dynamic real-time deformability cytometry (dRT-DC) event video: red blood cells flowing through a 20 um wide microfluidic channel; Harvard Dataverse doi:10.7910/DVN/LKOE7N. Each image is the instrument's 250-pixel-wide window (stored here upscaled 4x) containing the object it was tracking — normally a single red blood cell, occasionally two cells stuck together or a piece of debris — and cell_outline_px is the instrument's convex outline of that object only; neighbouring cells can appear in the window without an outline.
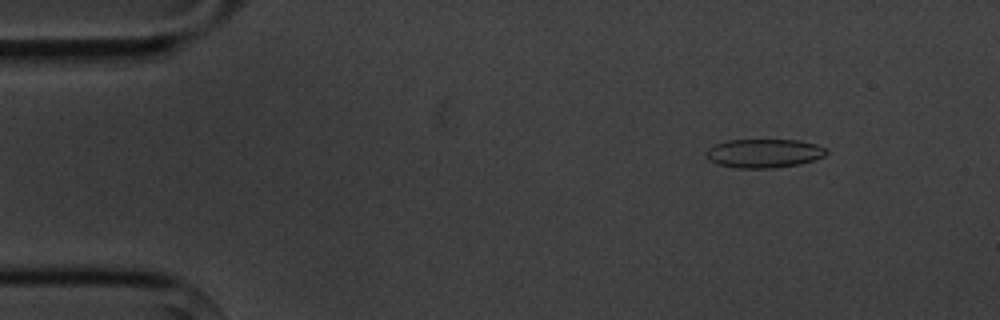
{"species": "common noctule bat (a hibernating species)", "species_latin": "Nyctalus noctula", "temperature_condition": "cold", "stored_images_in_passage": 5, "camera_frame_rate_fps": 3000, "um_per_image_px": 0.085, "animal": {"sex": "male", "body_mass_g": 20.1, "forearm_length_mm": 53.5}, "frame": {"image": 1, "passage_image": 2, "time_ms": 1.0, "image_size_px": [1000, 320], "cell_outline_px": [[828, 152], [824, 156], [800, 164], [772, 168], [740, 168], [720, 164], [712, 160], [704, 152], [708, 148], [716, 144], [728, 140], [800, 140], [816, 144], [828, 148]], "centroid_in_image_um": [65.0, 13.02], "position_along_channel_um": 20.0, "area_um2": 20.0}}
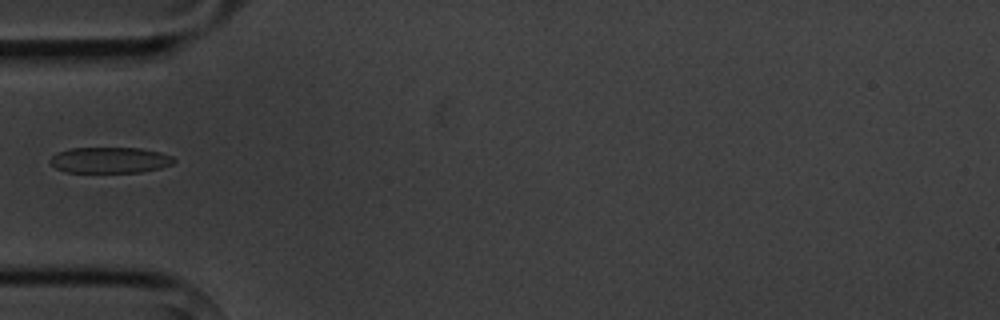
{"frame": {"image": 2, "passage_image": 5, "time_ms": 4.667, "image_size_px": [1000, 320], "cell_outline_px": [[176, 160], [172, 164], [160, 168], [140, 172], [64, 172], [56, 168], [48, 160], [56, 152], [68, 148], [140, 148], [160, 152], [172, 156]], "centroid_in_image_um": [9.31, 13.6], "position_along_channel_um": 75.7, "area_um2": 18.79}}